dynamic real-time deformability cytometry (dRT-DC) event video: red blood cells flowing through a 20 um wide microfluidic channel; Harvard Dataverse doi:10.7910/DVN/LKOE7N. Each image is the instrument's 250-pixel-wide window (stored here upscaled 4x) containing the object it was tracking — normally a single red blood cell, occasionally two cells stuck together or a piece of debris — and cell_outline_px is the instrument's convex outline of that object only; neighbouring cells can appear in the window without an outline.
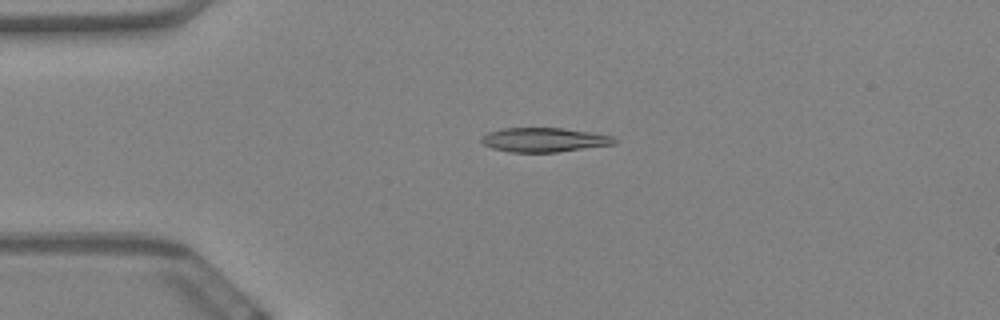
{"species": "Egyptian fruit bat (a non-hibernating species)", "species_latin": "Rousettus aegyptiacus", "temperature_condition": "warm", "stored_images_in_passage": 60, "camera_frame_rate_fps": 3000, "um_per_image_px": 0.085, "animal": {"sex": "female"}, "frame": {"image": 1, "passage_image": 14, "time_ms": 4.333, "image_size_px": [1000, 320], "cell_outline_px": [[616, 144], [556, 152], [512, 152], [492, 148], [484, 144], [480, 140], [488, 132], [504, 128], [564, 128], [592, 132], [612, 136], [616, 140]], "centroid_in_image_um": [46.27, 11.88], "position_along_channel_um": 38.7, "area_um2": 18.67}}
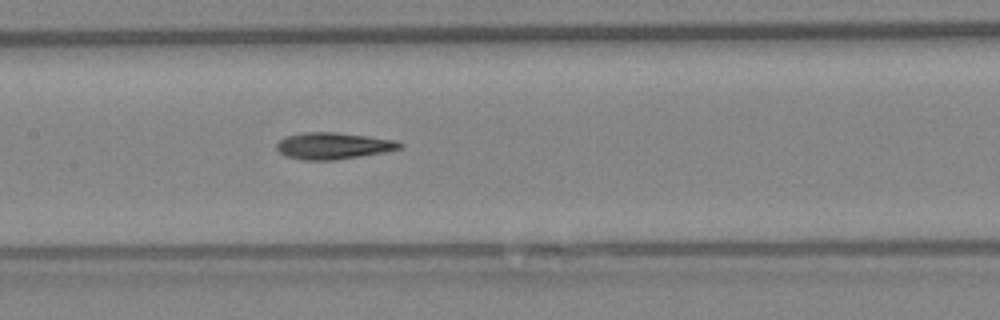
{"frame": {"image": 2, "passage_image": 29, "time_ms": 9.333, "image_size_px": [1000, 320], "cell_outline_px": [[404, 144], [400, 148], [360, 156], [332, 160], [304, 160], [288, 156], [280, 152], [276, 148], [276, 144], [284, 136], [304, 132], [336, 132], [368, 136], [396, 140]], "centroid_in_image_um": [28.29, 12.38], "position_along_channel_um": 179.1, "area_um2": 18.9}}
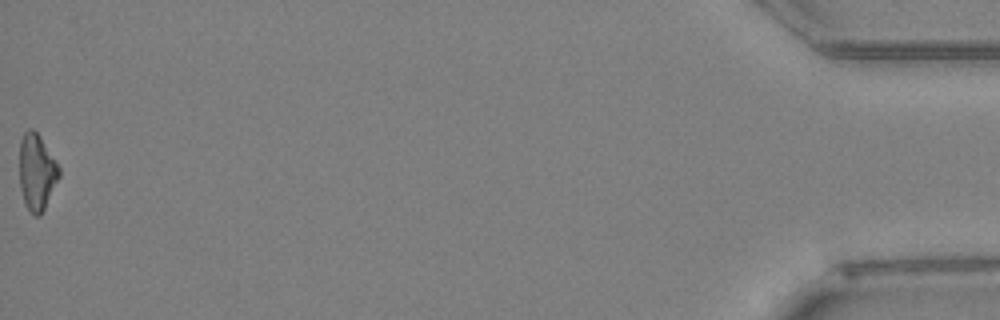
{"frame": {"image": 3, "passage_image": 60, "time_ms": 19.667, "image_size_px": [1000, 320], "cell_outline_px": [[60, 176], [40, 216], [36, 216], [24, 204], [20, 188], [20, 140], [24, 132], [28, 128], [32, 128], [40, 136], [60, 168]], "centroid_in_image_um": [3.12, 14.61], "position_along_channel_um": 432.1, "area_um2": 17.46}, "authors_computed_cell_mechanics": {"area_um2": 18.4382, "velocity_mm_per_s": 3.4331, "shape_relaxation_time_tau1_ms": null, "shape_relaxation_time_tau2_ms": 7.1678, "deformation_change_tau1": null, "deformation_change_tau2": 0.1772}}